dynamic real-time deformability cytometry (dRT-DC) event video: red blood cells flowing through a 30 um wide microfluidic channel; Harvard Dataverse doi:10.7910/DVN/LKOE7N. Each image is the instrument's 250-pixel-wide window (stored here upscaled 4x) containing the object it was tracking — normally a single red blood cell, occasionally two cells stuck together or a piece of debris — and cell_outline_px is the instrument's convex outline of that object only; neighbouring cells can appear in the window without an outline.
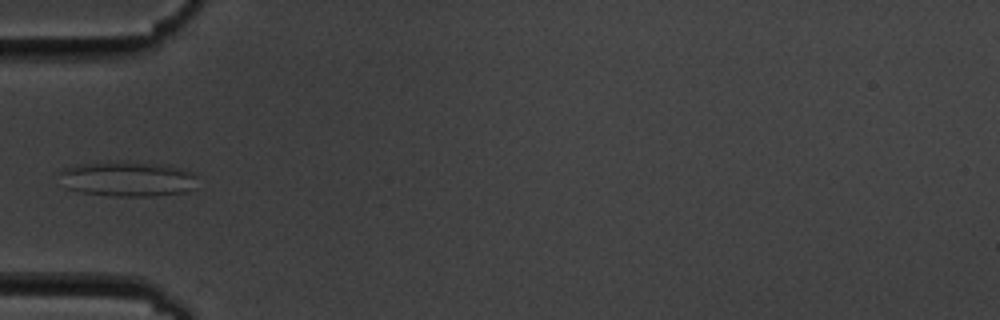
{"species": "common noctule bat (a hibernating species)", "species_latin": "Nyctalus noctula", "temperature_condition": "cold", "stored_images_in_passage": 4, "camera_frame_rate_fps": 3000, "um_per_image_px": 0.085, "animal": {"sex": "male", "body_mass_g": 19.5, "forearm_length_mm": 54.6}, "frame": {"image": 1, "passage_image": 4, "time_ms": 4.333, "image_size_px": [1000, 320], "cell_outline_px": [[196, 176], [192, 188], [188, 192], [152, 196], [116, 196], [80, 192], [64, 188], [56, 172], [64, 168], [76, 164], [120, 160], [128, 160], [168, 164], [196, 172]], "centroid_in_image_um": [10.8, 15.17], "position_along_channel_um": 74.2, "area_um2": 29.25}}